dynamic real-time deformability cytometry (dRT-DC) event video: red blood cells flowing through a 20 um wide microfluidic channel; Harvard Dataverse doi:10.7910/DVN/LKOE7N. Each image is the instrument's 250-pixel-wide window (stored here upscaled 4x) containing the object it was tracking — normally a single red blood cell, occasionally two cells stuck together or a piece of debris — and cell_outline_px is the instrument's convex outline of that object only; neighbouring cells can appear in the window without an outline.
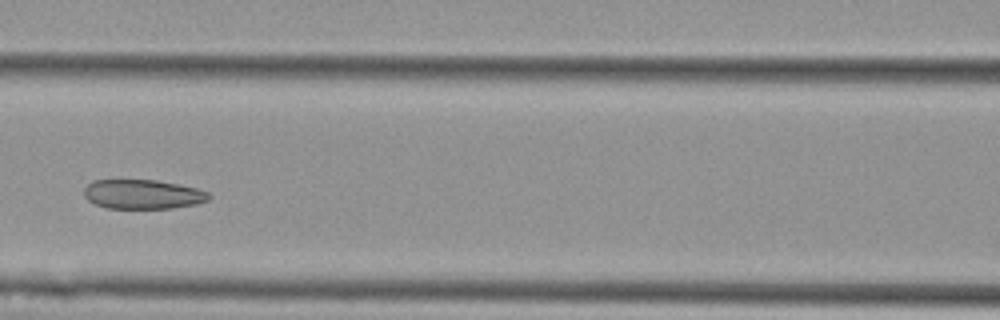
{"species": "Egyptian fruit bat (a non-hibernating species)", "species_latin": "Rousettus aegyptiacus", "temperature_condition": "cold", "stored_images_in_passage": 8, "camera_frame_rate_fps": 3000, "um_per_image_px": 0.085, "animal": {"sex": "female"}, "frame": {"image": 1, "passage_image": 6, "time_ms": 1.667, "image_size_px": [1000, 320], "cell_outline_px": [[212, 196], [208, 200], [196, 204], [172, 208], [108, 208], [96, 204], [88, 200], [84, 196], [84, 188], [92, 180], [156, 180], [196, 188], [208, 192]], "centroid_in_image_um": [12.13, 16.51], "position_along_channel_um": 154.5, "area_um2": 21.27}}
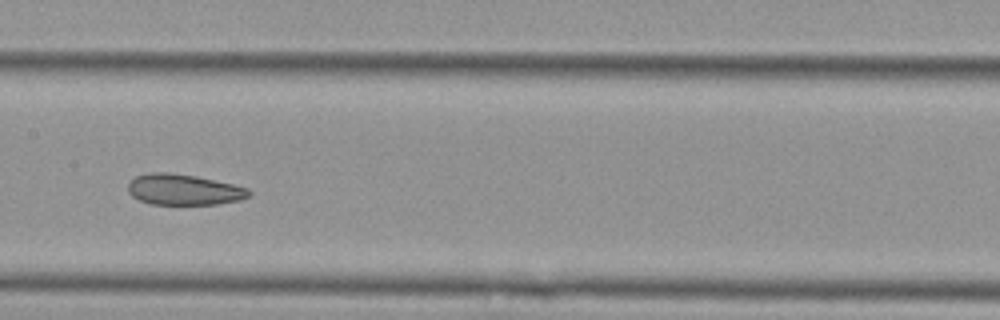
{"frame": {"image": 2, "passage_image": 7, "time_ms": 2.0, "image_size_px": [1000, 320], "cell_outline_px": [[252, 196], [240, 200], [216, 204], [152, 204], [140, 200], [132, 196], [128, 192], [128, 184], [136, 176], [148, 172], [168, 172], [196, 176], [232, 184], [248, 188], [252, 192]], "centroid_in_image_um": [15.64, 16.11], "position_along_channel_um": 191.8, "area_um2": 21.73}}
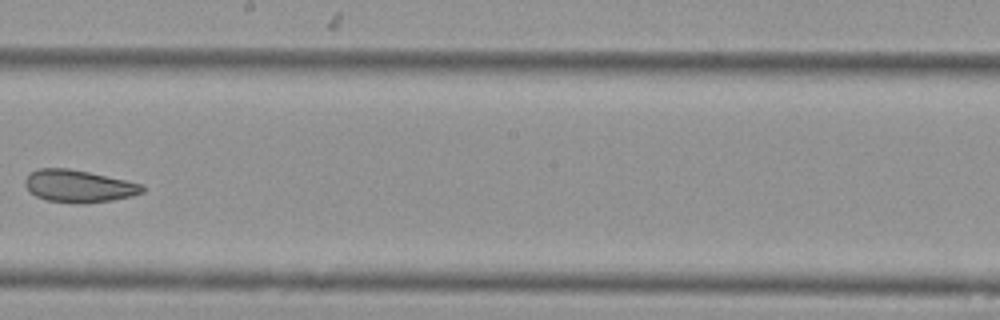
{"frame": {"image": 3, "passage_image": 8, "time_ms": 2.333, "image_size_px": [1000, 320], "cell_outline_px": [[144, 192], [132, 196], [112, 200], [84, 204], [76, 204], [44, 200], [28, 192], [24, 184], [24, 180], [32, 172], [40, 168], [68, 168], [88, 172], [124, 180], [140, 184], [144, 188]], "centroid_in_image_um": [6.64, 15.84], "position_along_channel_um": 241.6, "area_um2": 22.14}}